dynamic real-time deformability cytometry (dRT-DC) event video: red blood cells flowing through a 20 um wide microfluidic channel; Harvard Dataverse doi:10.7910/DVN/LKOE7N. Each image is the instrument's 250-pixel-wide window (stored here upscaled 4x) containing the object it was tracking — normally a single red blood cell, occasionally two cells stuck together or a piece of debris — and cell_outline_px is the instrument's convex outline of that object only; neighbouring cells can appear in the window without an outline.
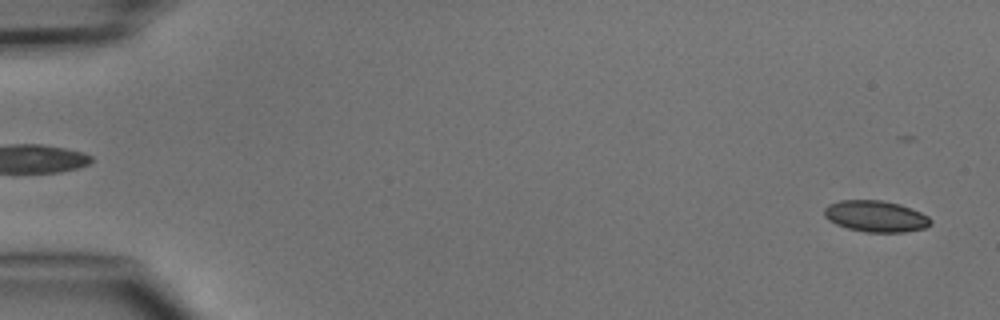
{"species": "common noctule bat (a hibernating species)", "species_latin": "Nyctalus noctula", "temperature_condition": "cold", "stored_images_in_passage": 5, "segment_of_instrument_passage": [2, 2], "camera_frame_rate_fps": 3000, "um_per_image_px": 0.085, "animal": {"sex": "male", "body_mass_g": 15.6}, "frame": {"image": 1, "passage_image": 5, "time_ms": 4.667, "image_size_px": [1000, 320], "cell_outline_px": [[932, 224], [924, 228], [904, 232], [868, 232], [848, 228], [836, 224], [828, 220], [824, 216], [824, 208], [828, 204], [840, 200], [884, 200], [900, 204], [920, 212], [928, 216], [932, 220]], "centroid_in_image_um": [74.43, 18.37], "position_along_channel_um": 10.6, "area_um2": 19.48}}